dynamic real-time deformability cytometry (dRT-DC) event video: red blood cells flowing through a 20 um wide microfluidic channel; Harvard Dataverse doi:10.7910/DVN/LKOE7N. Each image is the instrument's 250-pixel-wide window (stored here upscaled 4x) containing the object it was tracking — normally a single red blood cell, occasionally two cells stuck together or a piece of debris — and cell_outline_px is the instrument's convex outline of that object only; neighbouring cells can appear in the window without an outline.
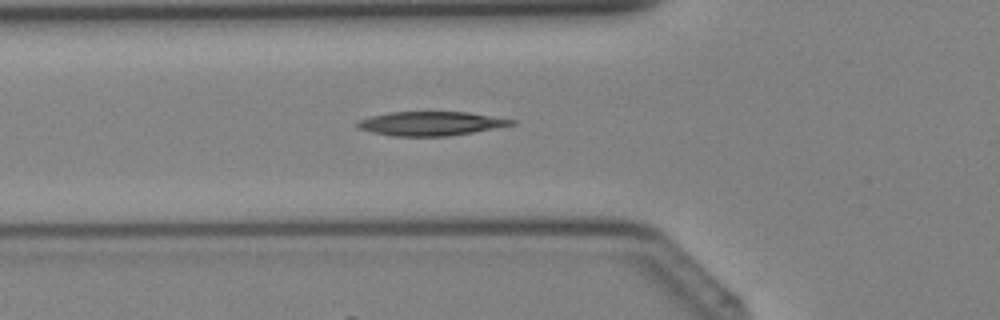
{"species": "Egyptian fruit bat (a non-hibernating species)", "species_latin": "Rousettus aegyptiacus", "temperature_condition": "cold", "stored_images_in_passage": 34, "camera_frame_rate_fps": 3000, "um_per_image_px": 0.085, "animal": {"sex": "female"}, "frame": {"image": 1, "passage_image": 9, "time_ms": 2.667, "image_size_px": [1000, 320], "cell_outline_px": [[516, 124], [472, 132], [448, 136], [392, 136], [372, 132], [360, 128], [356, 124], [360, 120], [372, 116], [388, 112], [468, 112], [516, 120]], "centroid_in_image_um": [36.64, 10.5], "position_along_channel_um": 89.2, "area_um2": 21.33}}
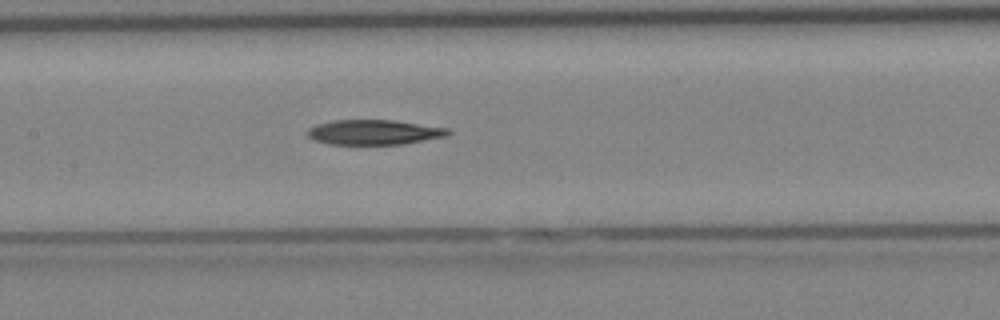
{"frame": {"image": 2, "passage_image": 14, "time_ms": 4.333, "image_size_px": [1000, 320], "cell_outline_px": [[452, 132], [444, 136], [400, 144], [328, 144], [316, 140], [308, 136], [308, 128], [316, 124], [332, 120], [392, 120], [448, 128]], "centroid_in_image_um": [31.75, 11.23], "position_along_channel_um": 175.7, "area_um2": 20.11}}
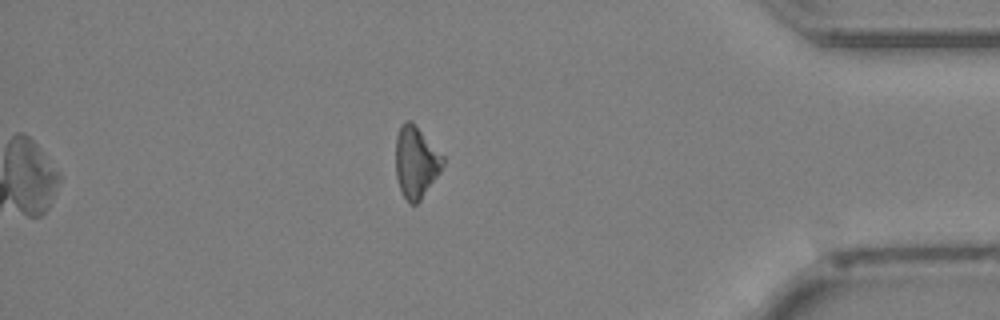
{"frame": {"image": 3, "passage_image": 29, "time_ms": 9.333, "image_size_px": [1000, 320], "cell_outline_px": [[444, 164], [440, 172], [420, 200], [416, 204], [412, 204], [404, 196], [400, 188], [396, 176], [396, 136], [400, 124], [404, 120], [412, 120], [444, 156]], "centroid_in_image_um": [35.35, 13.72], "position_along_channel_um": 399.8, "area_um2": 19.71}}